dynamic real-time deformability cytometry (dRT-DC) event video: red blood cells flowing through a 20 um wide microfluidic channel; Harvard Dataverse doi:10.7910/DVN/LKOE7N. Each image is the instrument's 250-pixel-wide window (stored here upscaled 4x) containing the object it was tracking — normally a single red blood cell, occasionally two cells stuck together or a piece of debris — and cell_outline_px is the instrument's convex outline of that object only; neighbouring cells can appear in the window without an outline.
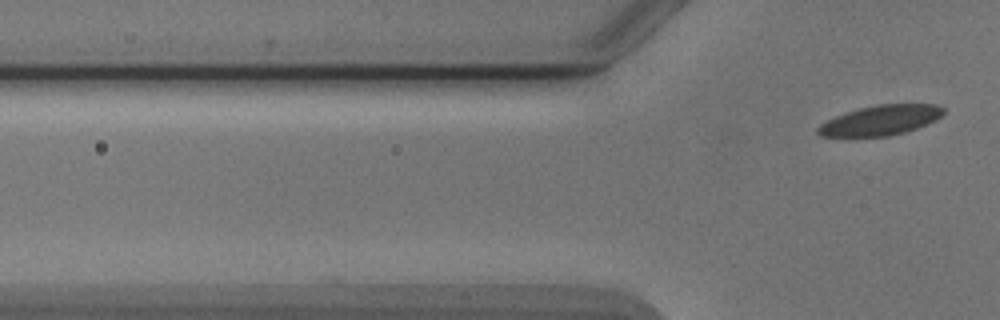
{"species": "Egyptian fruit bat (a non-hibernating species)", "species_latin": "Rousettus aegyptiacus", "temperature_condition": "cold", "stored_images_in_passage": 2, "camera_frame_rate_fps": 3000, "um_per_image_px": 0.085, "animal": {"sex": "male"}, "frame": {"image": 1, "passage_image": 2, "time_ms": 1.333, "image_size_px": [1000, 320], "cell_outline_px": [[944, 112], [936, 120], [916, 128], [904, 132], [888, 136], [820, 136], [816, 132], [816, 128], [820, 124], [844, 112], [876, 104], [936, 104], [944, 108]], "centroid_in_image_um": [74.83, 10.21], "position_along_channel_um": 51.0, "area_um2": 21.79}}